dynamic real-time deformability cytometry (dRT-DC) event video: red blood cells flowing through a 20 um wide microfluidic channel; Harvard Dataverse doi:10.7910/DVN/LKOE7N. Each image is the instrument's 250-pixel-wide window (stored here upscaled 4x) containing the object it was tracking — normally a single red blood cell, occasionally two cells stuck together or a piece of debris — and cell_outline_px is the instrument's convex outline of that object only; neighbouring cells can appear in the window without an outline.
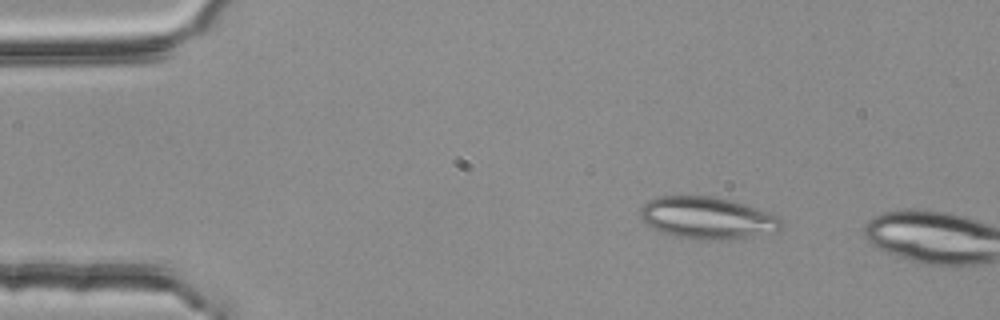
{"species": "common noctule bat (a hibernating species)", "species_latin": "Nyctalus noctula", "temperature_condition": "room temperature", "stored_images_in_passage": 2, "camera_frame_rate_fps": 3000, "um_per_image_px": 0.085, "animal": {"sex": "female", "body_mass_g": 25.1}, "frame": {"image": 1, "passage_image": 1, "time_ms": 0.0, "image_size_px": [1000, 320], "cell_outline_px": [[784, 228], [776, 232], [752, 236], [716, 240], [708, 240], [676, 236], [660, 232], [644, 224], [640, 216], [640, 208], [648, 200], [656, 196], [716, 196], [744, 204], [768, 212], [776, 216], [784, 224]], "centroid_in_image_um": [60.1, 18.52], "position_along_channel_um": 24.9, "area_um2": 34.62}}